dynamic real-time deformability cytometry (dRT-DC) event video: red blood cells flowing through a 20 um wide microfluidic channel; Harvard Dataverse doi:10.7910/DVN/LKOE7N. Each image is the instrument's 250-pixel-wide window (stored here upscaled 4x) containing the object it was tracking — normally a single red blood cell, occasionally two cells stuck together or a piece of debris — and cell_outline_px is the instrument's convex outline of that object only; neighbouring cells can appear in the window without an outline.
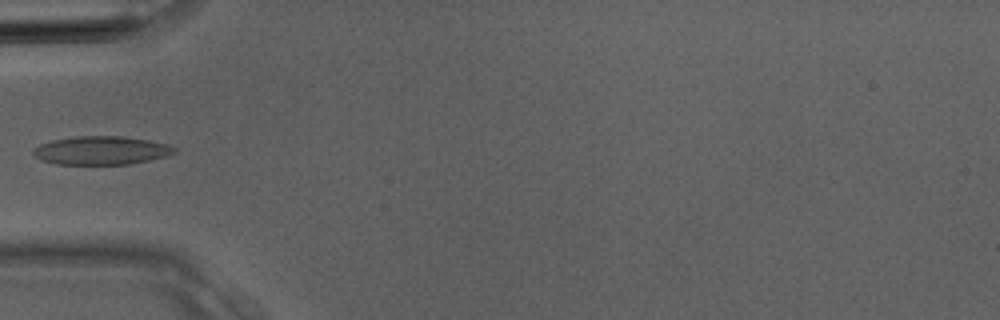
{"species": "Egyptian fruit bat (a non-hibernating species)", "species_latin": "Rousettus aegyptiacus", "temperature_condition": "room temperature", "stored_images_in_passage": 4, "camera_frame_rate_fps": 3000, "um_per_image_px": 0.085, "animal": {"sex": "male"}, "frame": {"image": 1, "passage_image": 4, "time_ms": 1.0, "image_size_px": [1000, 320], "cell_outline_px": [[176, 152], [168, 156], [128, 164], [56, 164], [40, 160], [32, 152], [32, 148], [40, 144], [52, 140], [76, 136], [120, 136], [148, 140], [168, 144], [176, 148]], "centroid_in_image_um": [8.59, 12.78], "position_along_channel_um": 76.4, "area_um2": 23.41}}